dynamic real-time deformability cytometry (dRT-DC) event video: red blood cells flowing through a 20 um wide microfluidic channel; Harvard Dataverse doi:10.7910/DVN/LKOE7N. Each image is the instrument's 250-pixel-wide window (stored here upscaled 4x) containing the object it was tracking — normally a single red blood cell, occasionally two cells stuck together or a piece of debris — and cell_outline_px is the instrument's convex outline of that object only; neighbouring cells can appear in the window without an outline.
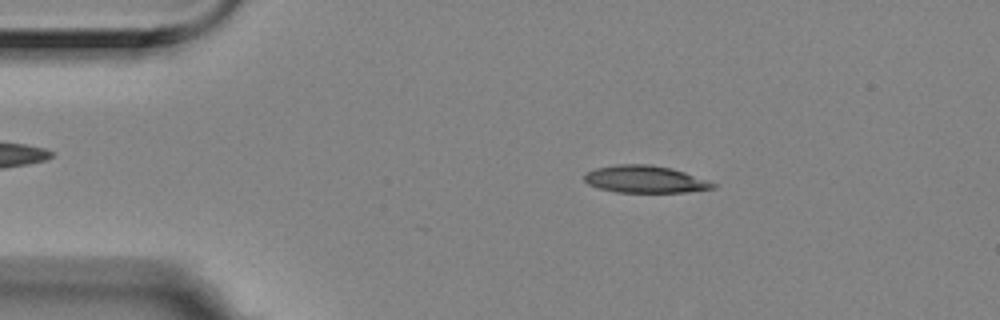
{"species": "Egyptian fruit bat (a non-hibernating species)", "species_latin": "Rousettus aegyptiacus", "temperature_condition": "room temperature", "stored_images_in_passage": 5, "camera_frame_rate_fps": 3000, "um_per_image_px": 0.085, "animal": {"sex": "female"}, "frame": {"image": 1, "passage_image": 2, "time_ms": 0.333, "image_size_px": [1000, 320], "cell_outline_px": [[720, 184], [716, 188], [688, 192], [616, 192], [600, 188], [588, 184], [584, 180], [584, 172], [596, 168], [616, 164], [648, 164], [672, 168]], "centroid_in_image_um": [54.86, 15.23], "position_along_channel_um": 30.1, "area_um2": 20.58}}
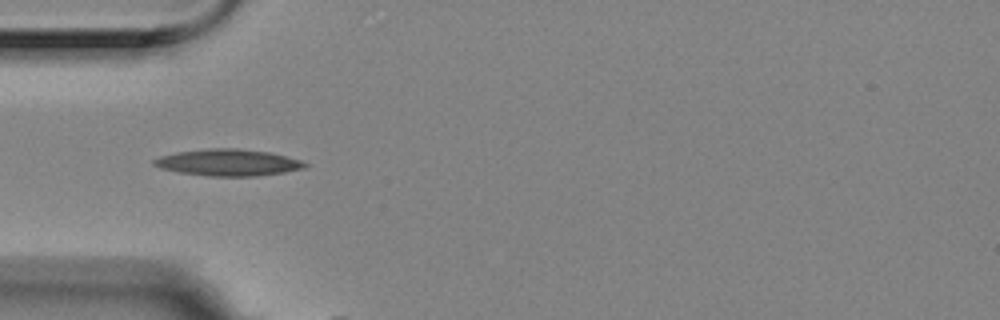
{"frame": {"image": 2, "passage_image": 4, "time_ms": 1.0, "image_size_px": [1000, 320], "cell_outline_px": [[308, 168], [284, 172], [256, 176], [208, 176], [180, 172], [160, 168], [152, 164], [152, 160], [160, 156], [176, 152], [208, 148], [236, 148], [268, 152], [300, 160], [308, 164]], "centroid_in_image_um": [19.38, 13.81], "position_along_channel_um": 65.6, "area_um2": 23.41}}